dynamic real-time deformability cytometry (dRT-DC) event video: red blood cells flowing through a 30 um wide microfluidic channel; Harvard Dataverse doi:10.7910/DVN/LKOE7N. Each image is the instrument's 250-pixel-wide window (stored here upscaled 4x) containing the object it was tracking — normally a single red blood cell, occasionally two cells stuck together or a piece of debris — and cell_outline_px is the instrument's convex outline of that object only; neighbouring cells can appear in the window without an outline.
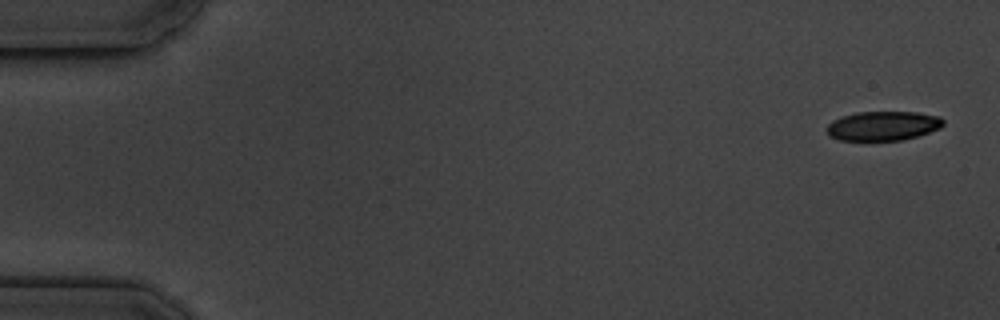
{"species": "common noctule bat (a hibernating species)", "species_latin": "Nyctalus noctula", "temperature_condition": "cold", "stored_images_in_passage": 6, "camera_frame_rate_fps": 3000, "um_per_image_px": 0.085, "animal": {"sex": "male", "body_mass_g": 19.5, "forearm_length_mm": 54.6}, "frame": {"image": 1, "passage_image": 1, "time_ms": 0.0, "image_size_px": [1000, 320], "cell_outline_px": [[944, 124], [940, 128], [904, 140], [840, 140], [828, 136], [828, 124], [832, 120], [856, 112], [916, 112], [940, 116], [944, 120]], "centroid_in_image_um": [75.07, 10.69], "position_along_channel_um": 9.9, "area_um2": 19.83}}
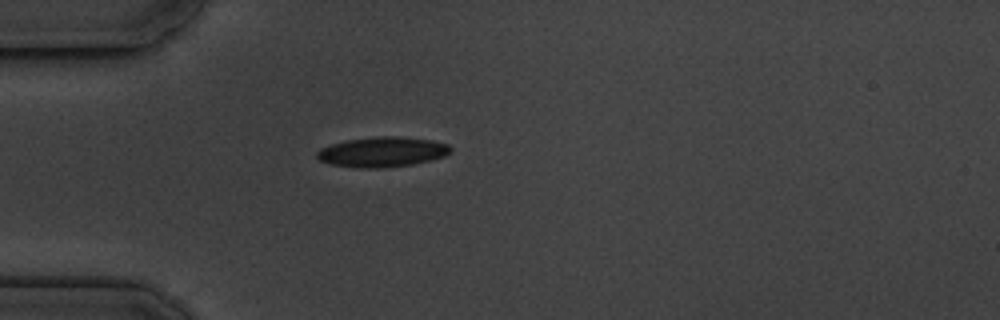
{"frame": {"image": 2, "passage_image": 5, "time_ms": 4.667, "image_size_px": [1000, 320], "cell_outline_px": [[452, 148], [444, 156], [432, 160], [412, 164], [384, 168], [360, 168], [332, 164], [320, 160], [316, 156], [316, 152], [320, 148], [332, 144], [348, 140], [376, 136], [396, 136], [432, 140], [448, 144]], "centroid_in_image_um": [32.5, 12.91], "position_along_channel_um": 52.5, "area_um2": 23.29}}